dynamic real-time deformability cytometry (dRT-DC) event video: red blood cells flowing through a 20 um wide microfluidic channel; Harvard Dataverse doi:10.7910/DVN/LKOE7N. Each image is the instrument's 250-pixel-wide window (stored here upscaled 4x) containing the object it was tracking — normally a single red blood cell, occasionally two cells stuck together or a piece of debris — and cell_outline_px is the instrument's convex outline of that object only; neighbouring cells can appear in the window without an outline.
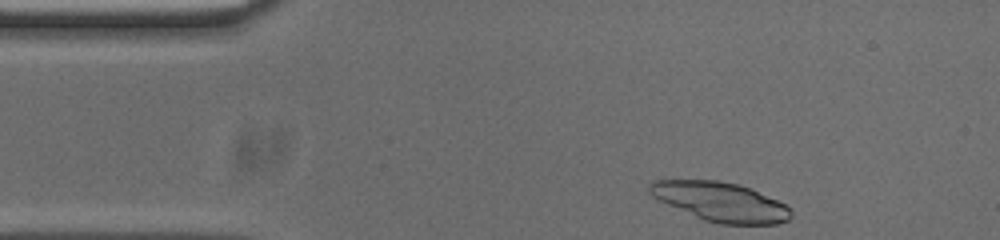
{"species": "common noctule bat (a hibernating species)", "species_latin": "Nyctalus noctula", "temperature_condition": "cold", "stored_images_in_passage": 39, "camera_frame_rate_fps": 3000, "um_per_image_px": 0.085, "animal": {"sex": "male", "body_mass_g": 20.0, "forearm_length_mm": 53.3}, "frame": {"image": 1, "passage_image": 1, "time_ms": 0.0, "image_size_px": [1000, 240], "cell_outline_px": [[792, 216], [788, 220], [776, 224], [720, 224], [704, 220], [668, 204], [652, 196], [648, 192], [648, 184], [652, 180], [716, 180], [736, 184], [752, 188], [792, 208]], "centroid_in_image_um": [61.25, 17.15], "position_along_channel_um": 23.7, "area_um2": 32.19}}